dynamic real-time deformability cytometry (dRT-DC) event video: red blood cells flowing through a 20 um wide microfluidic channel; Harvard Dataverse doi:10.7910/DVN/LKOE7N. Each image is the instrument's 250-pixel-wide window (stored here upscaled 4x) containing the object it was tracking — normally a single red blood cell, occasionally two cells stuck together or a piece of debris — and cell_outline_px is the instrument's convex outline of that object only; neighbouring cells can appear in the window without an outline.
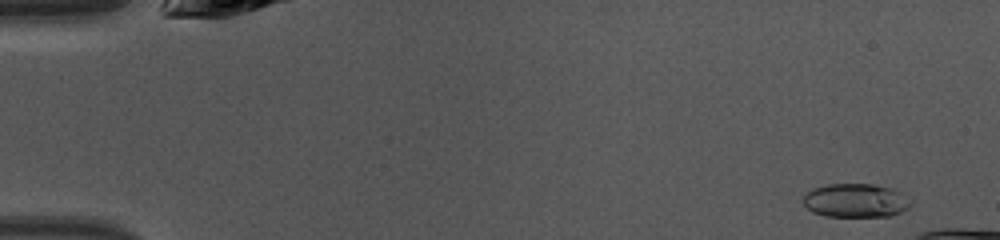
{"species": "common noctule bat (a hibernating species)", "species_latin": "Nyctalus noctula", "temperature_condition": "warm", "stored_images_in_passage": 21, "camera_frame_rate_fps": 3000, "um_per_image_px": 0.085, "animal": {"sex": "female", "body_mass_g": 10.0, "forearm_length_mm": 53.1}, "frame": {"image": 1, "passage_image": 3, "time_ms": 0.667, "image_size_px": [1000, 240], "cell_outline_px": [[912, 204], [908, 208], [900, 212], [888, 216], [824, 216], [812, 212], [804, 204], [804, 196], [812, 188], [828, 184], [872, 184], [892, 188], [900, 192], [912, 200]], "centroid_in_image_um": [72.74, 17.04], "position_along_channel_um": 12.3, "area_um2": 21.15}}
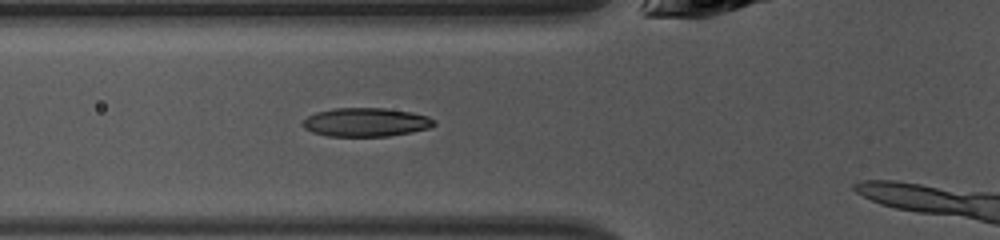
{"frame": {"image": 2, "passage_image": 17, "time_ms": 5.333, "image_size_px": [1000, 240], "cell_outline_px": [[436, 124], [428, 128], [412, 132], [388, 136], [328, 136], [312, 132], [304, 128], [304, 120], [308, 116], [316, 112], [336, 108], [384, 108], [412, 112], [428, 116], [436, 120]], "centroid_in_image_um": [31.13, 10.39], "position_along_channel_um": 94.7, "area_um2": 21.91}}
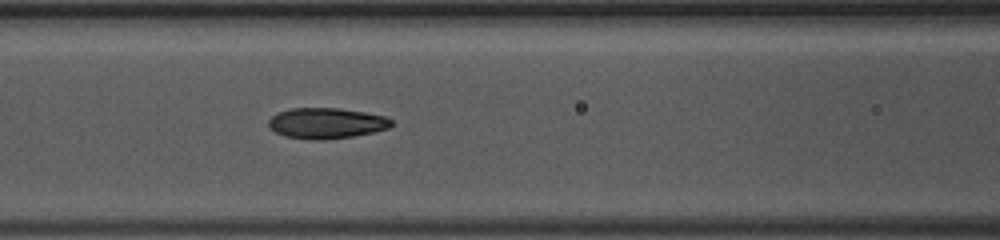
{"frame": {"image": 3, "passage_image": 20, "time_ms": 6.333, "image_size_px": [1000, 240], "cell_outline_px": [[392, 124], [388, 128], [372, 132], [352, 136], [324, 140], [312, 140], [284, 136], [268, 128], [268, 120], [272, 116], [280, 112], [292, 108], [340, 108], [364, 112], [384, 116], [392, 120]], "centroid_in_image_um": [27.71, 10.47], "position_along_channel_um": 138.9, "area_um2": 21.91}}